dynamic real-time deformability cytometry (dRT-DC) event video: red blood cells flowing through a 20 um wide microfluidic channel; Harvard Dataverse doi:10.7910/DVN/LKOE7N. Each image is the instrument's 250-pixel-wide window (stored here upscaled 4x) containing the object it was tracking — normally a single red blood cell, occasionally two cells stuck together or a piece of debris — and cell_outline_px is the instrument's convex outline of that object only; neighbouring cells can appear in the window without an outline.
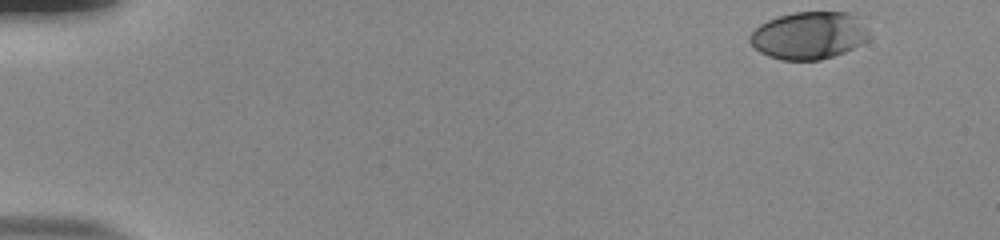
{"species": "human", "species_latin": "Homo sapiens", "temperature_condition": "room temperature", "stored_images_in_passage": 50, "camera_frame_rate_fps": 3000, "um_per_image_px": 0.085, "donor": {"sex": "male"}, "frame": {"image": 1, "passage_image": 1, "time_ms": 0.0, "image_size_px": [1000, 240], "cell_outline_px": [[872, 36], [868, 40], [844, 52], [820, 60], [780, 60], [768, 56], [760, 52], [748, 40], [748, 36], [760, 24], [768, 20], [792, 12], [848, 12], [856, 16], [868, 28]], "centroid_in_image_um": [68.78, 3.01], "position_along_channel_um": 16.2, "area_um2": 33.12}}
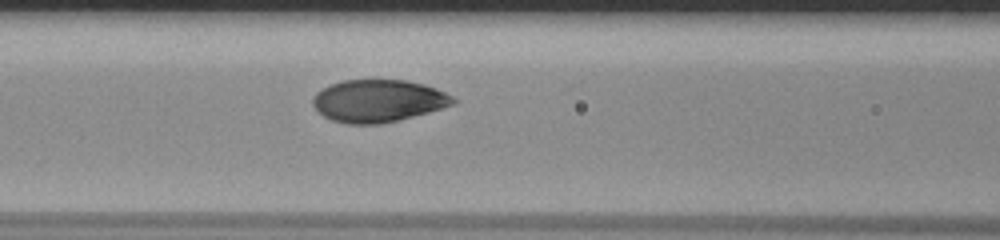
{"frame": {"image": 2, "passage_image": 21, "time_ms": 6.667, "image_size_px": [1000, 240], "cell_outline_px": [[456, 104], [428, 112], [380, 124], [348, 124], [332, 120], [324, 116], [312, 104], [312, 100], [316, 92], [332, 84], [344, 80], [404, 80], [424, 84], [436, 88], [452, 96], [456, 100]], "centroid_in_image_um": [32.16, 8.57], "position_along_channel_um": 134.4, "area_um2": 34.39}}
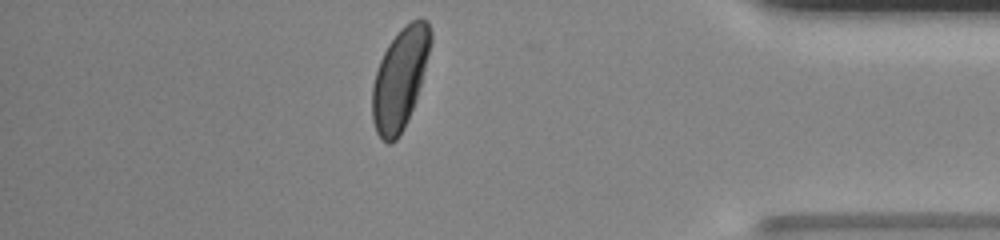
{"frame": {"image": 3, "passage_image": 44, "time_ms": 14.333, "image_size_px": [1000, 240], "cell_outline_px": [[432, 40], [416, 100], [404, 128], [396, 140], [388, 144], [376, 132], [372, 120], [372, 84], [380, 60], [388, 44], [400, 28], [404, 24], [420, 16], [428, 20], [432, 32]], "centroid_in_image_um": [34.0, 6.64], "position_along_channel_um": 401.2, "area_um2": 34.39}, "authors_computed_cell_mechanics": {"area_um2": 34.68, "velocity_mm_per_s": 3.8582, "shape_relaxation_time_tau1_ms": 2.5973, "shape_relaxation_time_tau2_ms": null, "deformation_change_tau1": 0.1417, "deformation_change_tau2": null}}